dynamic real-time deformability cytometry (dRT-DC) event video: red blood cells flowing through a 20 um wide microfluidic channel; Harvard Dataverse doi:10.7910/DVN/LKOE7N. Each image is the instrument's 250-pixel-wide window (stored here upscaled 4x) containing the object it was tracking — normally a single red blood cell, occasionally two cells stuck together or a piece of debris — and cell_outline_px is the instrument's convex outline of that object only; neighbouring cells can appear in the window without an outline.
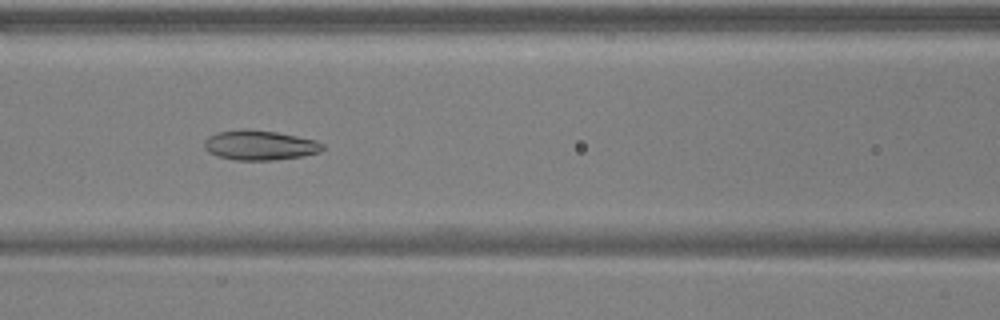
{"species": "common noctule bat (a hibernating species)", "species_latin": "Nyctalus noctula", "temperature_condition": "warm", "stored_images_in_passage": 8, "camera_frame_rate_fps": 3000, "um_per_image_px": 0.085, "animal": {"sex": "male", "body_mass_g": 17.9, "forearm_length_mm": 54.2}, "frame": {"image": 1, "passage_image": 7, "time_ms": 2.0, "image_size_px": [1000, 320], "cell_outline_px": [[324, 148], [320, 152], [304, 156], [272, 160], [236, 160], [216, 156], [208, 152], [204, 148], [204, 140], [208, 136], [220, 132], [244, 128], [276, 132], [316, 140], [324, 144]], "centroid_in_image_um": [22.07, 12.34], "position_along_channel_um": 144.5, "area_um2": 20.63}}